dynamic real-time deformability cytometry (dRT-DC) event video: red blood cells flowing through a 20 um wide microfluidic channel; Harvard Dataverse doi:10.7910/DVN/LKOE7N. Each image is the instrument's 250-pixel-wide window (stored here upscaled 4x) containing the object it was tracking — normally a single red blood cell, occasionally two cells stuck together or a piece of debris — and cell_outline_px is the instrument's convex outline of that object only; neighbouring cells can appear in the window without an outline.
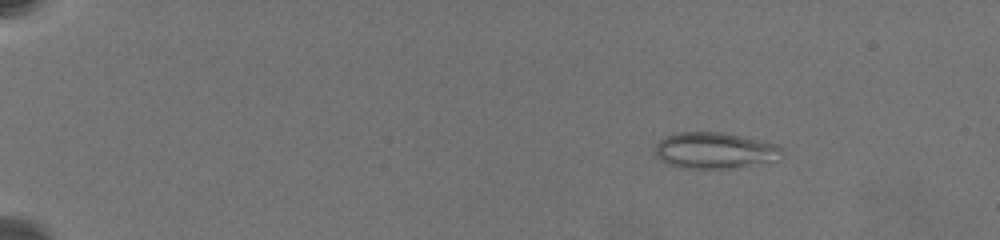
{"species": "common noctule bat (a hibernating species)", "species_latin": "Nyctalus noctula", "temperature_condition": "warm", "stored_images_in_passage": 10, "camera_frame_rate_fps": 3000, "um_per_image_px": 0.085, "animal": {"sex": "female", "body_mass_g": 19.5, "forearm_length_mm": 54.1}, "frame": {"image": 1, "passage_image": 4, "time_ms": 3.0, "image_size_px": [1000, 240], "cell_outline_px": [[784, 156], [780, 160], [728, 168], [680, 168], [668, 164], [660, 160], [656, 156], [656, 144], [660, 140], [668, 136], [680, 132], [720, 132], [780, 144], [784, 152]], "centroid_in_image_um": [60.81, 12.79], "position_along_channel_um": 24.2, "area_um2": 26.82}}
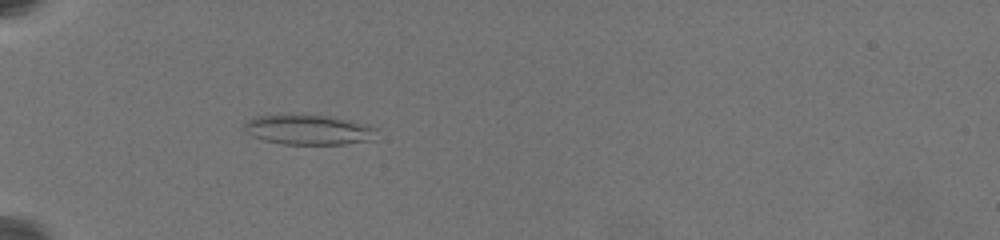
{"frame": {"image": 2, "passage_image": 9, "time_ms": 7.333, "image_size_px": [1000, 240], "cell_outline_px": [[376, 140], [344, 144], [280, 144], [264, 140], [252, 136], [244, 128], [244, 124], [248, 120], [256, 116], [280, 112], [328, 116], [352, 120], [368, 124], [376, 128]], "centroid_in_image_um": [26.23, 11.0], "position_along_channel_um": 58.8, "area_um2": 23.93}}